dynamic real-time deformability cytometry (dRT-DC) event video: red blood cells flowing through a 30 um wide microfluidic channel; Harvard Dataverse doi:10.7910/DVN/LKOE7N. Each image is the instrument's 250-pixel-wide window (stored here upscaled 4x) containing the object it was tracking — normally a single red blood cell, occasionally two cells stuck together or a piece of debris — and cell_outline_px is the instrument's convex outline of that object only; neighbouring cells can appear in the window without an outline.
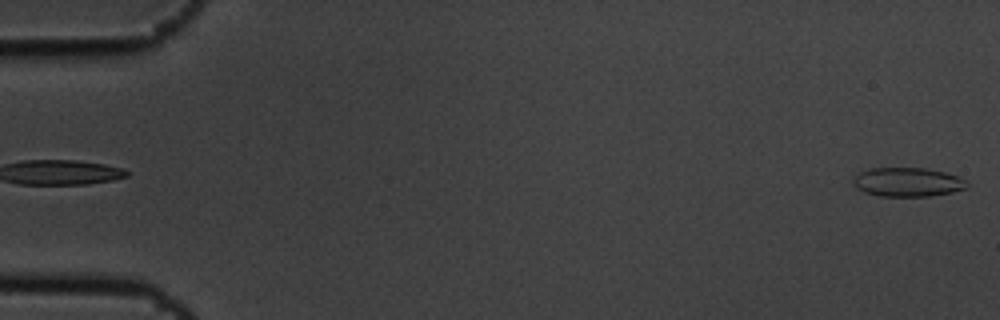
{"species": "common noctule bat (a hibernating species)", "species_latin": "Nyctalus noctula", "temperature_condition": "cold", "stored_images_in_passage": 4, "camera_frame_rate_fps": 3000, "um_per_image_px": 0.085, "animal": {"sex": "male", "body_mass_g": 19.5, "forearm_length_mm": 54.6}, "frame": {"image": 1, "passage_image": 4, "time_ms": 1.0, "image_size_px": [1000, 320], "cell_outline_px": [[968, 188], [952, 192], [928, 196], [880, 196], [864, 192], [856, 188], [852, 180], [852, 176], [860, 172], [872, 168], [924, 168], [944, 172], [956, 176], [964, 180], [968, 184]], "centroid_in_image_um": [77.11, 15.48], "position_along_channel_um": 7.9, "area_um2": 19.19}}